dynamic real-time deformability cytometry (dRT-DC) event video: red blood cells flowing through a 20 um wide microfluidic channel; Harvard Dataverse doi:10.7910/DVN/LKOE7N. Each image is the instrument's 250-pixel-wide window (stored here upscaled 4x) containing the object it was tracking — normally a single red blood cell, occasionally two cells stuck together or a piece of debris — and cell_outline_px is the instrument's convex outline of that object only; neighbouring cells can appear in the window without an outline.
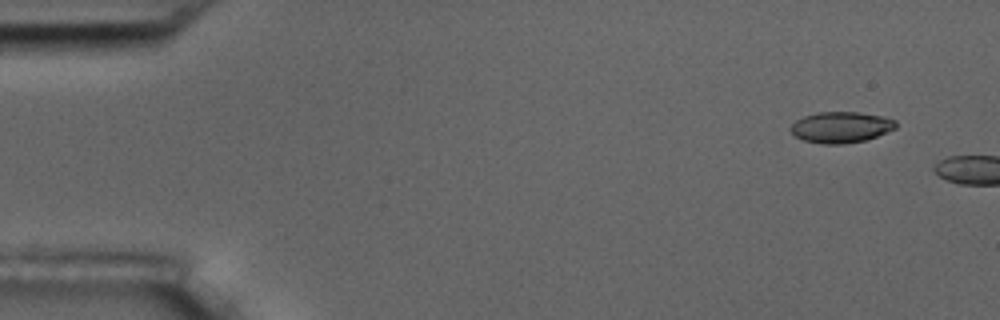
{"species": "common noctule bat (a hibernating species)", "species_latin": "Nyctalus noctula", "temperature_condition": "room temperature", "stored_images_in_passage": 2, "camera_frame_rate_fps": 3000, "um_per_image_px": 0.085, "animal": {"sex": "male", "body_mass_g": 17.5, "forearm_length_mm": 52.3}, "frame": {"image": 1, "passage_image": 1, "time_ms": 0.0, "image_size_px": [1000, 320], "cell_outline_px": [[896, 128], [876, 136], [864, 140], [844, 144], [820, 144], [804, 140], [796, 136], [788, 128], [796, 120], [804, 116], [816, 112], [860, 112], [884, 116], [896, 120]], "centroid_in_image_um": [71.47, 10.8], "position_along_channel_um": 13.5, "area_um2": 19.07}}